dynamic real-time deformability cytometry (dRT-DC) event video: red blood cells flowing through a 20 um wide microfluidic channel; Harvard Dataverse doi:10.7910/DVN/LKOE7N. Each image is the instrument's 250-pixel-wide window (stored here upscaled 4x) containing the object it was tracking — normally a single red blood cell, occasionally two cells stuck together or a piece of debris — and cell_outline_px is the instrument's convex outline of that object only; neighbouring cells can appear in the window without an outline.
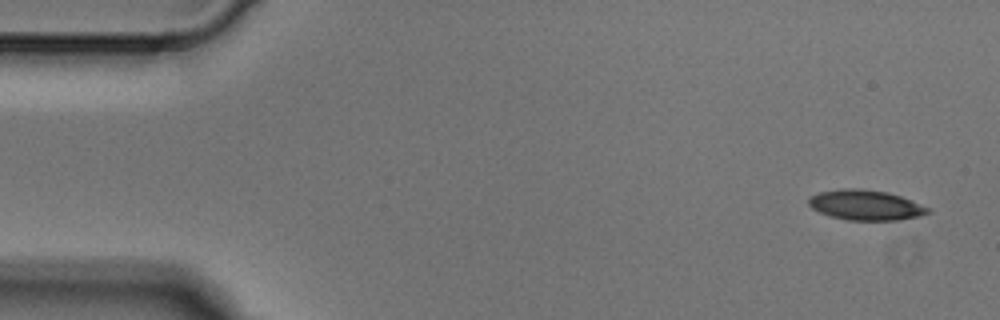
{"species": "Egyptian fruit bat (a non-hibernating species)", "species_latin": "Rousettus aegyptiacus", "temperature_condition": "cold", "stored_images_in_passage": 4, "camera_frame_rate_fps": 3000, "um_per_image_px": 0.085, "animal": {"sex": "male"}, "frame": {"image": 1, "passage_image": 1, "time_ms": 0.0, "image_size_px": [1000, 320], "cell_outline_px": [[932, 212], [920, 216], [900, 220], [848, 220], [832, 216], [820, 212], [812, 208], [808, 204], [808, 200], [812, 196], [820, 192], [840, 188], [860, 188], [888, 192], [900, 196], [928, 208]], "centroid_in_image_um": [73.58, 17.43], "position_along_channel_um": 11.4, "area_um2": 20.81}}
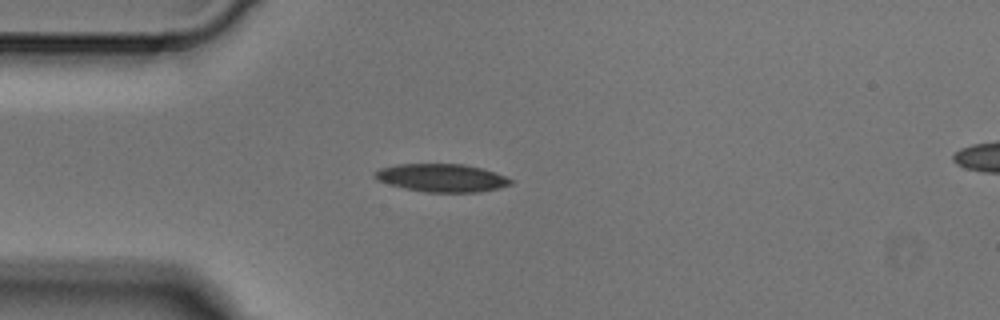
{"frame": {"image": 2, "passage_image": 4, "time_ms": 1.0, "image_size_px": [1000, 320], "cell_outline_px": [[512, 184], [500, 188], [480, 192], [424, 192], [404, 188], [388, 184], [376, 180], [372, 176], [372, 172], [380, 168], [396, 164], [464, 164], [480, 168], [504, 176], [512, 180]], "centroid_in_image_um": [37.48, 15.12], "position_along_channel_um": 47.5, "area_um2": 22.25}}